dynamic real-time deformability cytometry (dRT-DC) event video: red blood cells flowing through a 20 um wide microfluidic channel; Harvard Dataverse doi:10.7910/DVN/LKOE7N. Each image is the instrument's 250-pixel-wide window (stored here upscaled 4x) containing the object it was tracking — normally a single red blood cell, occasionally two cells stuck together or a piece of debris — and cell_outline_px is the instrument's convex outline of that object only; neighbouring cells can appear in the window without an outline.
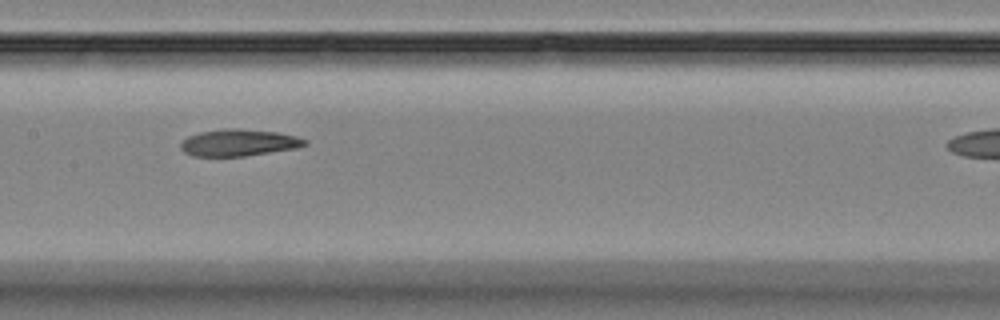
{"species": "Egyptian fruit bat (a non-hibernating species)", "species_latin": "Rousettus aegyptiacus", "temperature_condition": "room temperature", "stored_images_in_passage": 12, "camera_frame_rate_fps": 3000, "um_per_image_px": 0.085, "animal": {"sex": "female"}, "frame": {"image": 1, "passage_image": 6, "time_ms": 5.667, "image_size_px": [1000, 320], "cell_outline_px": [[308, 144], [296, 148], [244, 156], [192, 156], [184, 152], [180, 148], [180, 144], [188, 136], [200, 132], [224, 128], [240, 128], [276, 132], [296, 136], [308, 140]], "centroid_in_image_um": [20.29, 12.12], "position_along_channel_um": 187.1, "area_um2": 19.42}}
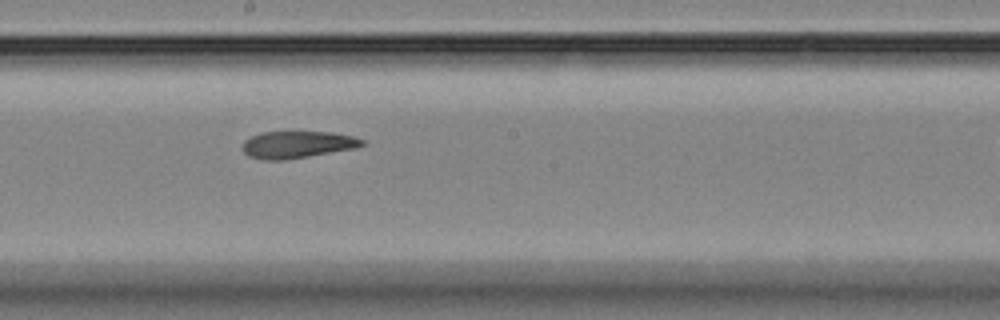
{"frame": {"image": 2, "passage_image": 7, "time_ms": 6.667, "image_size_px": [1000, 320], "cell_outline_px": [[364, 144], [356, 148], [284, 160], [264, 160], [248, 156], [240, 148], [244, 140], [260, 132], [332, 132], [352, 136], [364, 140]], "centroid_in_image_um": [25.22, 12.29], "position_along_channel_um": 223.0, "area_um2": 18.84}}
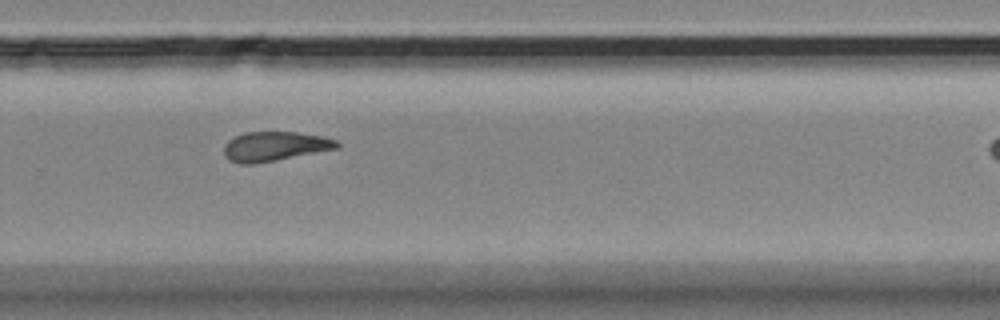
{"frame": {"image": 3, "passage_image": 9, "time_ms": 9.0, "image_size_px": [1000, 320], "cell_outline_px": [[340, 148], [276, 160], [252, 164], [240, 164], [228, 160], [224, 156], [224, 144], [228, 140], [244, 132], [296, 132], [324, 136], [336, 140], [340, 144]], "centroid_in_image_um": [23.35, 12.44], "position_along_channel_um": 306.5, "area_um2": 19.54}}